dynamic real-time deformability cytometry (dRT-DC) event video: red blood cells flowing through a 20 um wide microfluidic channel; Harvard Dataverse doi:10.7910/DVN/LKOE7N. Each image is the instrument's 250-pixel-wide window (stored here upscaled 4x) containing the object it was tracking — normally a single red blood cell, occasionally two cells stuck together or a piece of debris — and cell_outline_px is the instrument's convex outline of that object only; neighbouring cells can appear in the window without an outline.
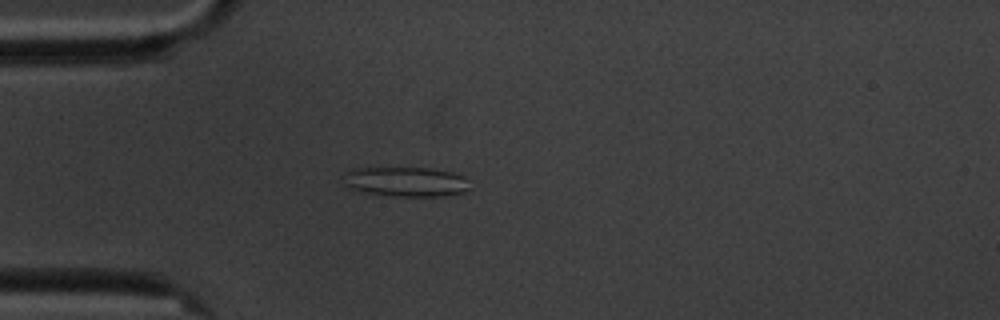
{"species": "common noctule bat (a hibernating species)", "species_latin": "Nyctalus noctula", "temperature_condition": "cold", "stored_images_in_passage": 5, "camera_frame_rate_fps": 3000, "um_per_image_px": 0.085, "animal": {"sex": "male", "body_mass_g": 20.1, "forearm_length_mm": 53.5}, "frame": {"image": 1, "passage_image": 5, "time_ms": 4.667, "image_size_px": [1000, 320], "cell_outline_px": [[468, 188], [464, 192], [444, 196], [392, 196], [364, 192], [348, 188], [344, 184], [344, 172], [356, 168], [432, 168], [452, 172], [464, 176]], "centroid_in_image_um": [34.46, 15.44], "position_along_channel_um": 50.5, "area_um2": 21.85}}